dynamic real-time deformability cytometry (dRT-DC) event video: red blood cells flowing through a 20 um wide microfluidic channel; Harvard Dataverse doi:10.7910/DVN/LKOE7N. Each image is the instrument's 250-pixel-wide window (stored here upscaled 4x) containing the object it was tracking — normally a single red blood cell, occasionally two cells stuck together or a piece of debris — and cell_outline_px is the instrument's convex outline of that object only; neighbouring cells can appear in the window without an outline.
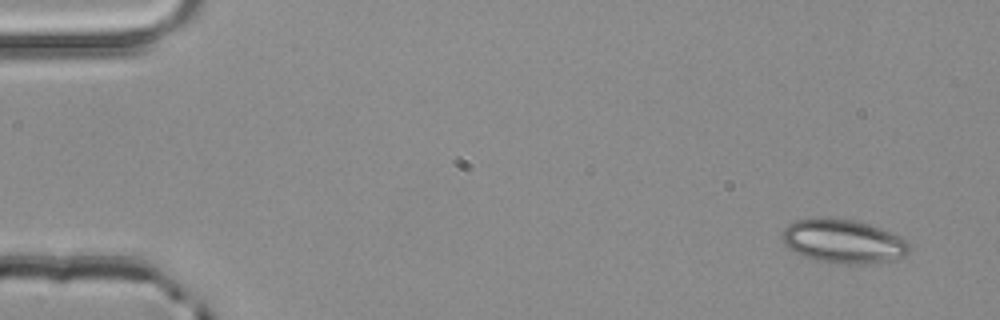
{"species": "common noctule bat (a hibernating species)", "species_latin": "Nyctalus noctula", "temperature_condition": "room temperature", "stored_images_in_passage": 4, "camera_frame_rate_fps": 3000, "um_per_image_px": 0.085, "animal": {"sex": "male", "body_mass_g": 20.4}, "frame": {"image": 1, "passage_image": 1, "time_ms": 0.0, "image_size_px": [1000, 320], "cell_outline_px": [[908, 252], [904, 256], [888, 260], [868, 264], [840, 264], [816, 260], [804, 256], [788, 248], [784, 244], [784, 228], [788, 224], [796, 220], [816, 216], [828, 216], [852, 220], [868, 224], [880, 228], [900, 236], [908, 244]], "centroid_in_image_um": [71.64, 20.49], "position_along_channel_um": 13.4, "area_um2": 32.43}}